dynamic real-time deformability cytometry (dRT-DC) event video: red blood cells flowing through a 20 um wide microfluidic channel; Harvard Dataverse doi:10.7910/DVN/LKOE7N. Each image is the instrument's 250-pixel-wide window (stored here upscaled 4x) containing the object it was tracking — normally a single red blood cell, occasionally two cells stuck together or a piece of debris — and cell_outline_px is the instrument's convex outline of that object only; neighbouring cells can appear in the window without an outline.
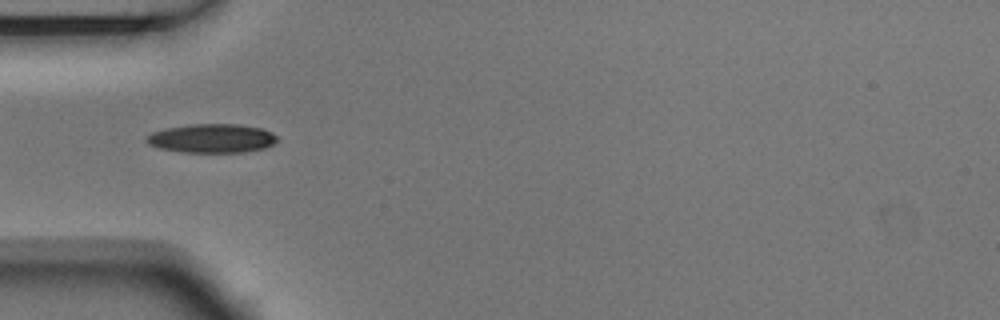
{"species": "Egyptian fruit bat (a non-hibernating species)", "species_latin": "Rousettus aegyptiacus", "temperature_condition": "room temperature", "stored_images_in_passage": 7, "camera_frame_rate_fps": 3000, "um_per_image_px": 0.085, "animal": {"sex": "male"}, "frame": {"image": 1, "passage_image": 5, "time_ms": 1.333, "image_size_px": [1000, 320], "cell_outline_px": [[276, 140], [272, 144], [264, 148], [244, 152], [180, 152], [160, 148], [148, 144], [144, 140], [152, 132], [164, 128], [192, 124], [236, 124], [260, 128], [272, 132], [276, 136]], "centroid_in_image_um": [17.97, 11.76], "position_along_channel_um": 67.0, "area_um2": 21.91}}
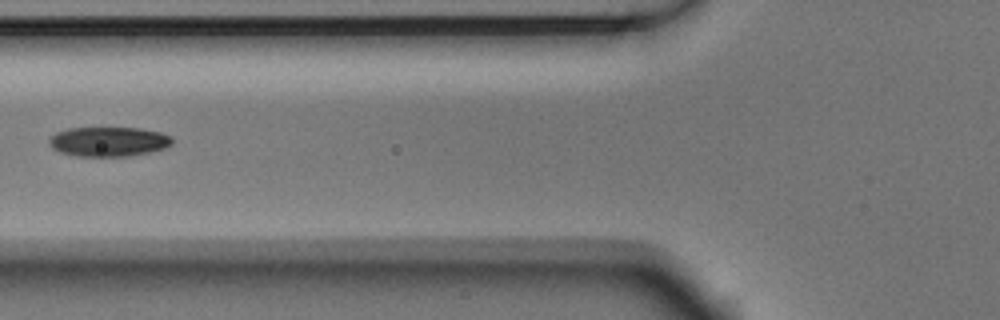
{"frame": {"image": 2, "passage_image": 6, "time_ms": 1.667, "image_size_px": [1000, 320], "cell_outline_px": [[172, 144], [164, 148], [148, 152], [128, 156], [76, 156], [60, 152], [52, 148], [48, 144], [48, 140], [56, 132], [68, 128], [140, 128], [160, 132], [172, 136]], "centroid_in_image_um": [9.21, 12.03], "position_along_channel_um": 116.6, "area_um2": 21.21}}
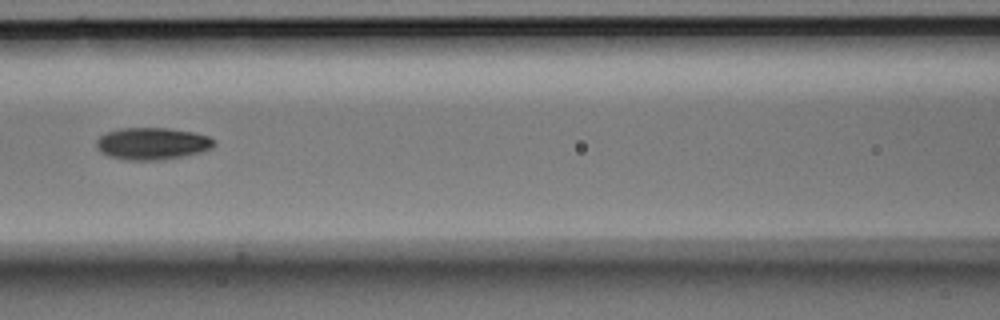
{"frame": {"image": 3, "passage_image": 7, "time_ms": 2.0, "image_size_px": [1000, 320], "cell_outline_px": [[216, 144], [212, 148], [200, 152], [184, 156], [164, 160], [124, 160], [108, 156], [100, 152], [96, 148], [96, 140], [104, 132], [120, 128], [168, 128], [192, 132], [208, 136], [216, 140]], "centroid_in_image_um": [12.92, 12.21], "position_along_channel_um": 153.7, "area_um2": 22.31}}